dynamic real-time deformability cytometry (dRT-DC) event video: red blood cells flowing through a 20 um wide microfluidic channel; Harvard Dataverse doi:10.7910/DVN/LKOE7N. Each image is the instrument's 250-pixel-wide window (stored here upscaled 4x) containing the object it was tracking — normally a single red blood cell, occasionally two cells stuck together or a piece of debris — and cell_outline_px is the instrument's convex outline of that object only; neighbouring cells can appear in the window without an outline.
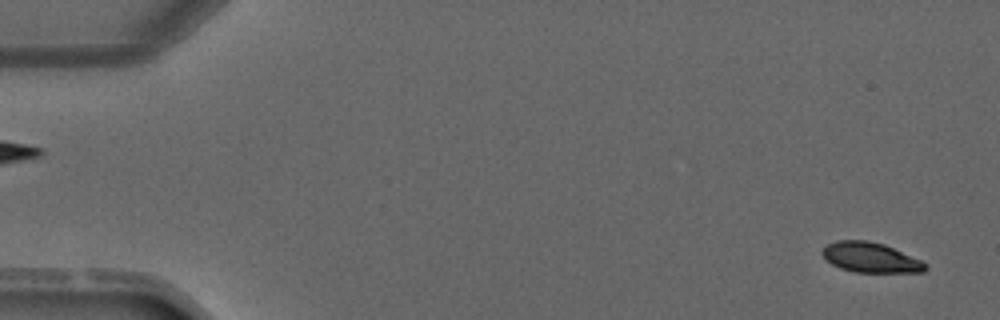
{"species": "common noctule bat (a hibernating species)", "species_latin": "Nyctalus noctula", "temperature_condition": "warm", "stored_images_in_passage": 4, "segment_of_instrument_passage": [2, 2], "camera_frame_rate_fps": 3000, "um_per_image_px": 0.085, "animal": {"sex": "male", "forearm_length_mm": 52.5}, "frame": {"image": 1, "passage_image": 4, "time_ms": 4.667, "image_size_px": [1000, 320], "cell_outline_px": [[928, 268], [924, 272], [852, 272], [840, 268], [832, 264], [820, 252], [828, 244], [836, 240], [868, 240], [884, 244], [920, 260]], "centroid_in_image_um": [73.97, 21.88], "position_along_channel_um": 11.0, "area_um2": 17.86}}